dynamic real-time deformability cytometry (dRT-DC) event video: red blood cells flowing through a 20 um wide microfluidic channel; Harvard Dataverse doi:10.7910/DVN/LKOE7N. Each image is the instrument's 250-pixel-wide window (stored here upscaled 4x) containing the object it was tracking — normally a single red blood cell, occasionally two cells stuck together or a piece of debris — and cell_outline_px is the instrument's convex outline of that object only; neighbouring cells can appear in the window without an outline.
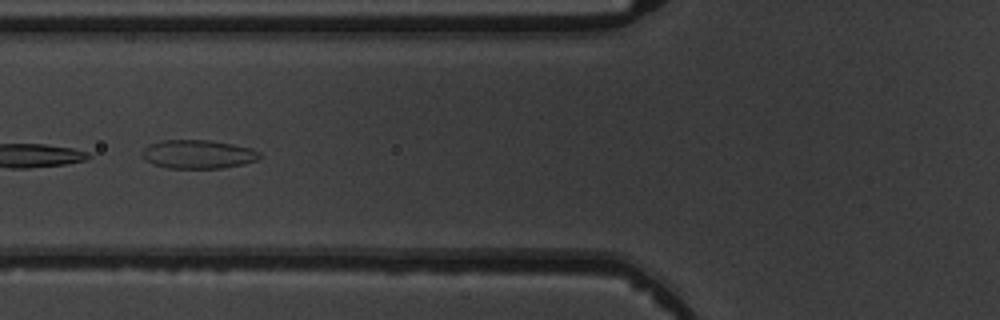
{"species": "common noctule bat (a hibernating species)", "species_latin": "Nyctalus noctula", "temperature_condition": "warm", "stored_images_in_passage": 6, "camera_frame_rate_fps": 3000, "um_per_image_px": 0.085, "animal": {"sex": "male", "body_mass_g": 19.5, "forearm_length_mm": 54.6}, "frame": {"image": 1, "passage_image": 5, "time_ms": 4.667, "image_size_px": [1000, 320], "cell_outline_px": [[260, 156], [256, 160], [244, 164], [220, 168], [168, 168], [152, 164], [144, 160], [140, 156], [140, 152], [148, 144], [160, 140], [208, 140], [232, 144], [252, 148], [260, 152]], "centroid_in_image_um": [16.77, 13.11], "position_along_channel_um": 109.0, "area_um2": 19.83}}
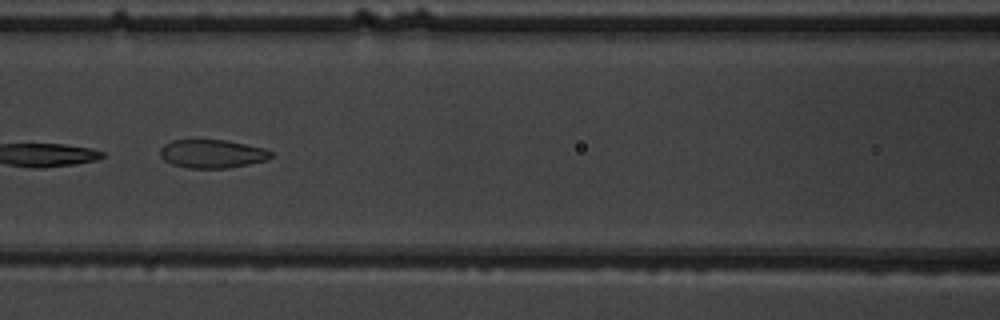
{"frame": {"image": 2, "passage_image": 6, "time_ms": 5.667, "image_size_px": [1000, 320], "cell_outline_px": [[272, 156], [268, 160], [228, 168], [188, 168], [172, 164], [164, 160], [160, 156], [160, 148], [164, 144], [172, 140], [228, 140], [264, 148], [272, 152]], "centroid_in_image_um": [18.03, 13.07], "position_along_channel_um": 148.6, "area_um2": 18.44}}